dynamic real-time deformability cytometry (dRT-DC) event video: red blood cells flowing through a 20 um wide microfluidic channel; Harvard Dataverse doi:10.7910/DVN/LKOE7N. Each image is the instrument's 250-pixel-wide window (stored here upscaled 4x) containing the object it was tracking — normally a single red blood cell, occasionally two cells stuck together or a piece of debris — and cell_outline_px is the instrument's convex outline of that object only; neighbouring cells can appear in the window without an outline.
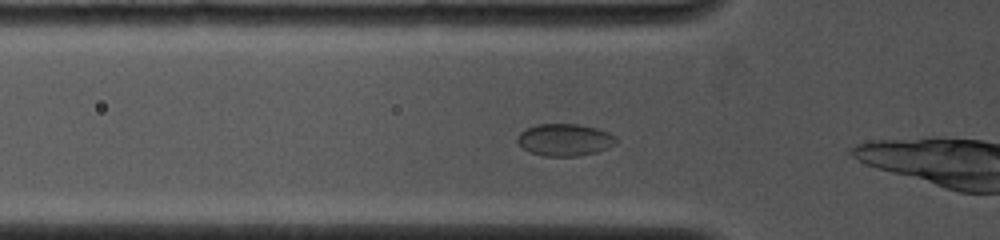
{"species": "common noctule bat (a hibernating species)", "species_latin": "Nyctalus noctula", "temperature_condition": "cold", "stored_images_in_passage": 24, "camera_frame_rate_fps": 4000, "um_per_image_px": 0.085, "animal": {"sex": "female", "body_mass_g": 19.0, "forearm_length_mm": 53.3}, "frame": {"image": 1, "passage_image": 5, "time_ms": 1.5, "image_size_px": [1000, 240], "cell_outline_px": [[616, 144], [608, 148], [596, 152], [580, 156], [544, 156], [528, 152], [516, 140], [516, 136], [520, 132], [536, 124], [580, 124], [596, 128], [608, 132], [616, 136]], "centroid_in_image_um": [48.0, 11.89], "position_along_channel_um": 77.8, "area_um2": 18.61}}
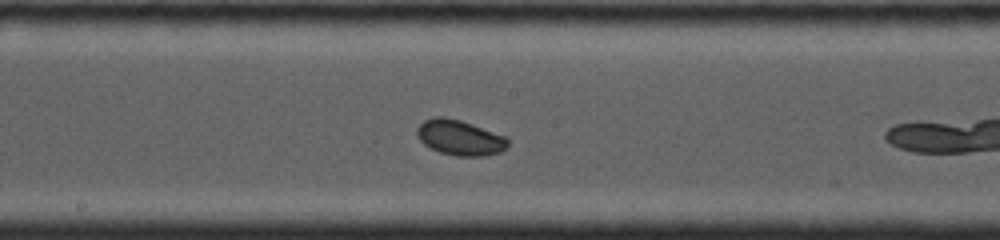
{"frame": {"image": 2, "passage_image": 12, "time_ms": 4.75, "image_size_px": [1000, 240], "cell_outline_px": [[508, 144], [500, 152], [484, 156], [456, 156], [440, 152], [424, 144], [416, 136], [416, 128], [424, 120], [432, 116], [444, 116], [460, 120], [508, 136]], "centroid_in_image_um": [39.07, 11.68], "position_along_channel_um": 209.1, "area_um2": 18.84}}
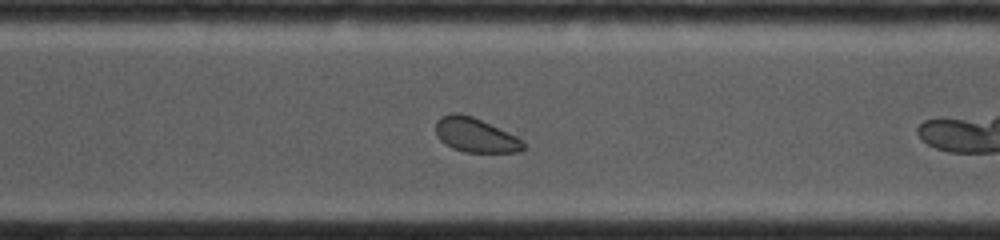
{"frame": {"image": 3, "passage_image": 19, "time_ms": 7.75, "image_size_px": [1000, 240], "cell_outline_px": [[524, 148], [520, 152], [464, 152], [452, 148], [444, 144], [440, 140], [436, 132], [436, 120], [440, 116], [452, 112], [460, 112], [472, 116], [516, 136], [524, 140]], "centroid_in_image_um": [40.38, 11.47], "position_along_channel_um": 330.2, "area_um2": 17.63}, "authors_computed_cell_mechanics": {"area_um2": 18.5827, "velocity_mm_per_s": 4.0419, "shape_relaxation_time_tau1_ms": 3.7136, "shape_relaxation_time_tau2_ms": null, "deformation_change_tau1": 0.0473, "deformation_change_tau2": null}}